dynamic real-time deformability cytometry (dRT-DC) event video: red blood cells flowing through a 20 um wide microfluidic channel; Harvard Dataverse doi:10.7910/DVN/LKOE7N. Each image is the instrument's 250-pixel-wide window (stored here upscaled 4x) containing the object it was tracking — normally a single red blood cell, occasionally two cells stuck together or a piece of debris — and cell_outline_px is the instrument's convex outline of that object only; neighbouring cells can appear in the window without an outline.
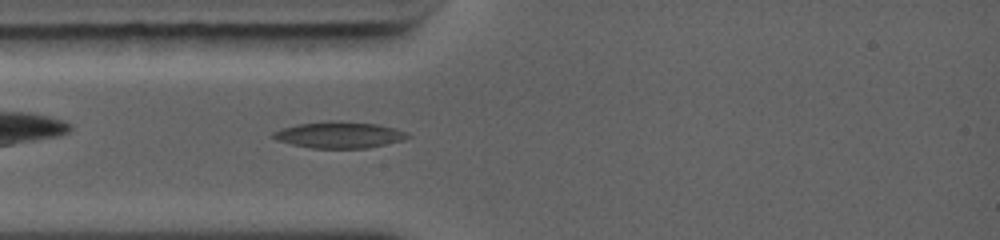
{"species": "common noctule bat (a hibernating species)", "species_latin": "Nyctalus noctula", "temperature_condition": "warm", "stored_images_in_passage": 22, "camera_frame_rate_fps": 5000, "um_per_image_px": 0.085, "animal": {"sex": "female", "body_mass_g": 19.0, "forearm_length_mm": 56.7}, "frame": {"image": 1, "passage_image": 2, "time_ms": 1.0, "image_size_px": [1000, 240], "cell_outline_px": [[412, 136], [404, 140], [368, 148], [312, 148], [292, 144], [276, 140], [268, 136], [272, 132], [296, 124], [328, 120], [340, 120], [376, 124], [408, 132]], "centroid_in_image_um": [28.82, 11.46], "position_along_channel_um": 56.2, "area_um2": 20.92}}
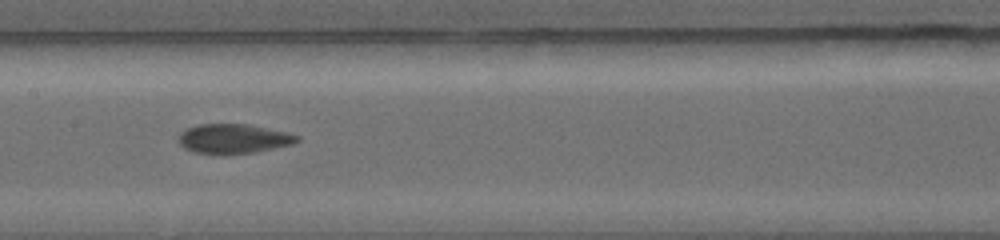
{"frame": {"image": 2, "passage_image": 7, "time_ms": 4.0, "image_size_px": [1000, 240], "cell_outline_px": [[300, 140], [292, 144], [256, 152], [224, 156], [220, 156], [192, 152], [184, 148], [176, 140], [176, 136], [180, 132], [188, 128], [200, 124], [248, 124], [288, 132], [300, 136]], "centroid_in_image_um": [19.8, 11.82], "position_along_channel_um": 187.6, "area_um2": 21.04}}
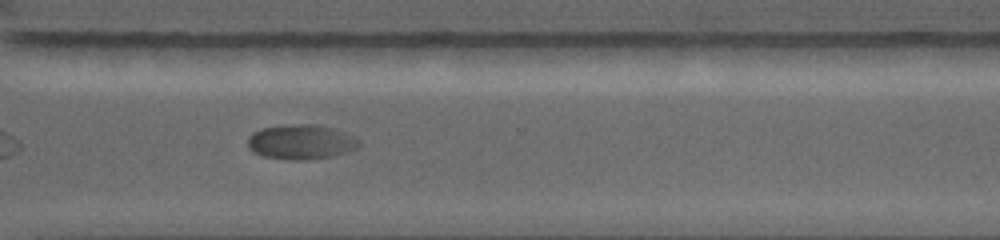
{"frame": {"image": 3, "passage_image": 16, "time_ms": 7.6, "image_size_px": [1000, 240], "cell_outline_px": [[360, 144], [356, 148], [348, 152], [332, 156], [304, 160], [292, 160], [264, 156], [252, 152], [248, 148], [248, 136], [252, 132], [260, 128], [284, 124], [316, 124], [332, 128], [352, 136], [360, 140]], "centroid_in_image_um": [25.54, 12.05], "position_along_channel_um": 345.1, "area_um2": 22.66}, "authors_computed_cell_mechanics": {"area_um2": 21.097, "velocity_mm_per_s": 4.3591, "shape_relaxation_time_tau1_ms": 10.6479, "shape_relaxation_time_tau2_ms": null, "deformation_change_tau1": 0.243, "deformation_change_tau2": null}}